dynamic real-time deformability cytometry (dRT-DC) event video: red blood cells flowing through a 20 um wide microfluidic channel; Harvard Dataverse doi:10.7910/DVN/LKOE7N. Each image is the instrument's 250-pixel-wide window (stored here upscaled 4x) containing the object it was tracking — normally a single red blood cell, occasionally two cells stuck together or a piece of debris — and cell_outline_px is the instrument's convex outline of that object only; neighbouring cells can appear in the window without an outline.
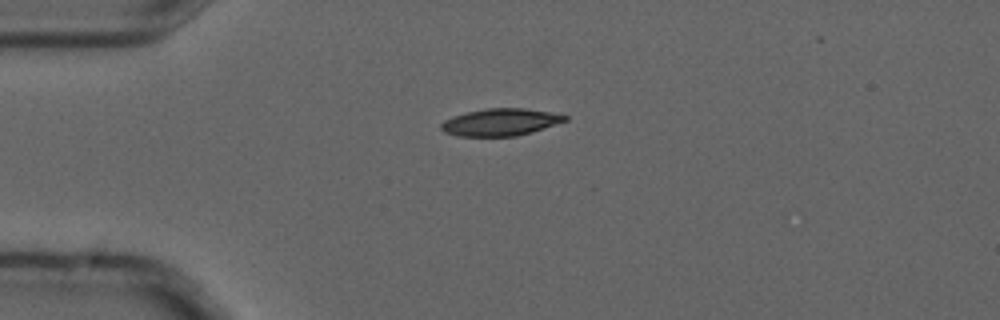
{"species": "common noctule bat (a hibernating species)", "species_latin": "Nyctalus noctula", "temperature_condition": "cold", "stored_images_in_passage": 5, "camera_frame_rate_fps": 3000, "um_per_image_px": 0.085, "animal": {"sex": "male", "forearm_length_mm": 52.5}, "frame": {"image": 1, "passage_image": 5, "time_ms": 1.333, "image_size_px": [1000, 320], "cell_outline_px": [[568, 120], [532, 132], [516, 136], [460, 136], [444, 132], [440, 128], [440, 124], [444, 120], [452, 116], [468, 112], [488, 108], [524, 108], [548, 112], [568, 116]], "centroid_in_image_um": [42.52, 10.38], "position_along_channel_um": 42.5, "area_um2": 19.48}}